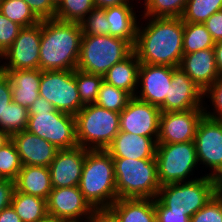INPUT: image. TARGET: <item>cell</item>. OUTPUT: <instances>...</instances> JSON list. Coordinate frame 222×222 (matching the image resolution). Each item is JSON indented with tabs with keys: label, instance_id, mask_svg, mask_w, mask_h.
Returning <instances> with one entry per match:
<instances>
[{
	"label": "cell",
	"instance_id": "cell-15",
	"mask_svg": "<svg viewBox=\"0 0 222 222\" xmlns=\"http://www.w3.org/2000/svg\"><path fill=\"white\" fill-rule=\"evenodd\" d=\"M160 114L159 107L132 97L120 112V131L157 139Z\"/></svg>",
	"mask_w": 222,
	"mask_h": 222
},
{
	"label": "cell",
	"instance_id": "cell-29",
	"mask_svg": "<svg viewBox=\"0 0 222 222\" xmlns=\"http://www.w3.org/2000/svg\"><path fill=\"white\" fill-rule=\"evenodd\" d=\"M215 42L203 23L184 22L183 53L213 48Z\"/></svg>",
	"mask_w": 222,
	"mask_h": 222
},
{
	"label": "cell",
	"instance_id": "cell-36",
	"mask_svg": "<svg viewBox=\"0 0 222 222\" xmlns=\"http://www.w3.org/2000/svg\"><path fill=\"white\" fill-rule=\"evenodd\" d=\"M21 167L19 154L10 140L0 148V177L15 181Z\"/></svg>",
	"mask_w": 222,
	"mask_h": 222
},
{
	"label": "cell",
	"instance_id": "cell-26",
	"mask_svg": "<svg viewBox=\"0 0 222 222\" xmlns=\"http://www.w3.org/2000/svg\"><path fill=\"white\" fill-rule=\"evenodd\" d=\"M15 189L19 192L47 200L52 191L49 168L44 166L22 165L15 180Z\"/></svg>",
	"mask_w": 222,
	"mask_h": 222
},
{
	"label": "cell",
	"instance_id": "cell-46",
	"mask_svg": "<svg viewBox=\"0 0 222 222\" xmlns=\"http://www.w3.org/2000/svg\"><path fill=\"white\" fill-rule=\"evenodd\" d=\"M87 222H119V220L109 209H94Z\"/></svg>",
	"mask_w": 222,
	"mask_h": 222
},
{
	"label": "cell",
	"instance_id": "cell-24",
	"mask_svg": "<svg viewBox=\"0 0 222 222\" xmlns=\"http://www.w3.org/2000/svg\"><path fill=\"white\" fill-rule=\"evenodd\" d=\"M108 209L119 222H156L153 198H119Z\"/></svg>",
	"mask_w": 222,
	"mask_h": 222
},
{
	"label": "cell",
	"instance_id": "cell-1",
	"mask_svg": "<svg viewBox=\"0 0 222 222\" xmlns=\"http://www.w3.org/2000/svg\"><path fill=\"white\" fill-rule=\"evenodd\" d=\"M183 33L182 18L140 17L133 50L141 64L179 67Z\"/></svg>",
	"mask_w": 222,
	"mask_h": 222
},
{
	"label": "cell",
	"instance_id": "cell-14",
	"mask_svg": "<svg viewBox=\"0 0 222 222\" xmlns=\"http://www.w3.org/2000/svg\"><path fill=\"white\" fill-rule=\"evenodd\" d=\"M203 109L161 112L157 144L194 142Z\"/></svg>",
	"mask_w": 222,
	"mask_h": 222
},
{
	"label": "cell",
	"instance_id": "cell-20",
	"mask_svg": "<svg viewBox=\"0 0 222 222\" xmlns=\"http://www.w3.org/2000/svg\"><path fill=\"white\" fill-rule=\"evenodd\" d=\"M187 76L204 91L219 77L214 48L184 54L180 63Z\"/></svg>",
	"mask_w": 222,
	"mask_h": 222
},
{
	"label": "cell",
	"instance_id": "cell-45",
	"mask_svg": "<svg viewBox=\"0 0 222 222\" xmlns=\"http://www.w3.org/2000/svg\"><path fill=\"white\" fill-rule=\"evenodd\" d=\"M14 190L15 181L0 179V212L11 205Z\"/></svg>",
	"mask_w": 222,
	"mask_h": 222
},
{
	"label": "cell",
	"instance_id": "cell-17",
	"mask_svg": "<svg viewBox=\"0 0 222 222\" xmlns=\"http://www.w3.org/2000/svg\"><path fill=\"white\" fill-rule=\"evenodd\" d=\"M171 80V66L141 64L135 97L160 107L168 95Z\"/></svg>",
	"mask_w": 222,
	"mask_h": 222
},
{
	"label": "cell",
	"instance_id": "cell-11",
	"mask_svg": "<svg viewBox=\"0 0 222 222\" xmlns=\"http://www.w3.org/2000/svg\"><path fill=\"white\" fill-rule=\"evenodd\" d=\"M41 21L22 27L12 45L0 56V70L39 69Z\"/></svg>",
	"mask_w": 222,
	"mask_h": 222
},
{
	"label": "cell",
	"instance_id": "cell-50",
	"mask_svg": "<svg viewBox=\"0 0 222 222\" xmlns=\"http://www.w3.org/2000/svg\"><path fill=\"white\" fill-rule=\"evenodd\" d=\"M216 66L220 77H222V41L216 42L214 45Z\"/></svg>",
	"mask_w": 222,
	"mask_h": 222
},
{
	"label": "cell",
	"instance_id": "cell-27",
	"mask_svg": "<svg viewBox=\"0 0 222 222\" xmlns=\"http://www.w3.org/2000/svg\"><path fill=\"white\" fill-rule=\"evenodd\" d=\"M11 206L22 222H38L48 216L46 199L16 189L12 195Z\"/></svg>",
	"mask_w": 222,
	"mask_h": 222
},
{
	"label": "cell",
	"instance_id": "cell-49",
	"mask_svg": "<svg viewBox=\"0 0 222 222\" xmlns=\"http://www.w3.org/2000/svg\"><path fill=\"white\" fill-rule=\"evenodd\" d=\"M0 222H22V220L10 205L0 212Z\"/></svg>",
	"mask_w": 222,
	"mask_h": 222
},
{
	"label": "cell",
	"instance_id": "cell-40",
	"mask_svg": "<svg viewBox=\"0 0 222 222\" xmlns=\"http://www.w3.org/2000/svg\"><path fill=\"white\" fill-rule=\"evenodd\" d=\"M21 28L0 12V56L12 45Z\"/></svg>",
	"mask_w": 222,
	"mask_h": 222
},
{
	"label": "cell",
	"instance_id": "cell-21",
	"mask_svg": "<svg viewBox=\"0 0 222 222\" xmlns=\"http://www.w3.org/2000/svg\"><path fill=\"white\" fill-rule=\"evenodd\" d=\"M157 139L122 132L114 137L106 151L112 158L146 159L155 158Z\"/></svg>",
	"mask_w": 222,
	"mask_h": 222
},
{
	"label": "cell",
	"instance_id": "cell-3",
	"mask_svg": "<svg viewBox=\"0 0 222 222\" xmlns=\"http://www.w3.org/2000/svg\"><path fill=\"white\" fill-rule=\"evenodd\" d=\"M79 189L93 209H108L118 199L113 158L106 150H87Z\"/></svg>",
	"mask_w": 222,
	"mask_h": 222
},
{
	"label": "cell",
	"instance_id": "cell-32",
	"mask_svg": "<svg viewBox=\"0 0 222 222\" xmlns=\"http://www.w3.org/2000/svg\"><path fill=\"white\" fill-rule=\"evenodd\" d=\"M95 8L93 0H63L56 8V20L80 23Z\"/></svg>",
	"mask_w": 222,
	"mask_h": 222
},
{
	"label": "cell",
	"instance_id": "cell-2",
	"mask_svg": "<svg viewBox=\"0 0 222 222\" xmlns=\"http://www.w3.org/2000/svg\"><path fill=\"white\" fill-rule=\"evenodd\" d=\"M82 30L78 22L41 20L39 69L75 70L80 54Z\"/></svg>",
	"mask_w": 222,
	"mask_h": 222
},
{
	"label": "cell",
	"instance_id": "cell-30",
	"mask_svg": "<svg viewBox=\"0 0 222 222\" xmlns=\"http://www.w3.org/2000/svg\"><path fill=\"white\" fill-rule=\"evenodd\" d=\"M0 12L21 27L32 26L40 22L23 0H0Z\"/></svg>",
	"mask_w": 222,
	"mask_h": 222
},
{
	"label": "cell",
	"instance_id": "cell-37",
	"mask_svg": "<svg viewBox=\"0 0 222 222\" xmlns=\"http://www.w3.org/2000/svg\"><path fill=\"white\" fill-rule=\"evenodd\" d=\"M28 119V109L12 101L5 112V132L12 135L27 129Z\"/></svg>",
	"mask_w": 222,
	"mask_h": 222
},
{
	"label": "cell",
	"instance_id": "cell-18",
	"mask_svg": "<svg viewBox=\"0 0 222 222\" xmlns=\"http://www.w3.org/2000/svg\"><path fill=\"white\" fill-rule=\"evenodd\" d=\"M87 150L77 146L57 151L48 166L52 188L79 186Z\"/></svg>",
	"mask_w": 222,
	"mask_h": 222
},
{
	"label": "cell",
	"instance_id": "cell-10",
	"mask_svg": "<svg viewBox=\"0 0 222 222\" xmlns=\"http://www.w3.org/2000/svg\"><path fill=\"white\" fill-rule=\"evenodd\" d=\"M39 95L56 110L73 116L84 107L76 85L75 70L42 71Z\"/></svg>",
	"mask_w": 222,
	"mask_h": 222
},
{
	"label": "cell",
	"instance_id": "cell-9",
	"mask_svg": "<svg viewBox=\"0 0 222 222\" xmlns=\"http://www.w3.org/2000/svg\"><path fill=\"white\" fill-rule=\"evenodd\" d=\"M213 197L209 176L166 184L160 187L157 199L172 212L185 213L192 217Z\"/></svg>",
	"mask_w": 222,
	"mask_h": 222
},
{
	"label": "cell",
	"instance_id": "cell-52",
	"mask_svg": "<svg viewBox=\"0 0 222 222\" xmlns=\"http://www.w3.org/2000/svg\"><path fill=\"white\" fill-rule=\"evenodd\" d=\"M38 222H60V221L55 220L53 217L47 216L45 219Z\"/></svg>",
	"mask_w": 222,
	"mask_h": 222
},
{
	"label": "cell",
	"instance_id": "cell-42",
	"mask_svg": "<svg viewBox=\"0 0 222 222\" xmlns=\"http://www.w3.org/2000/svg\"><path fill=\"white\" fill-rule=\"evenodd\" d=\"M25 1L34 15L41 20L54 19L56 7L51 0H23Z\"/></svg>",
	"mask_w": 222,
	"mask_h": 222
},
{
	"label": "cell",
	"instance_id": "cell-16",
	"mask_svg": "<svg viewBox=\"0 0 222 222\" xmlns=\"http://www.w3.org/2000/svg\"><path fill=\"white\" fill-rule=\"evenodd\" d=\"M203 91L179 67H172L168 95L159 107L161 112L203 109Z\"/></svg>",
	"mask_w": 222,
	"mask_h": 222
},
{
	"label": "cell",
	"instance_id": "cell-54",
	"mask_svg": "<svg viewBox=\"0 0 222 222\" xmlns=\"http://www.w3.org/2000/svg\"><path fill=\"white\" fill-rule=\"evenodd\" d=\"M138 6H141L146 0H133Z\"/></svg>",
	"mask_w": 222,
	"mask_h": 222
},
{
	"label": "cell",
	"instance_id": "cell-31",
	"mask_svg": "<svg viewBox=\"0 0 222 222\" xmlns=\"http://www.w3.org/2000/svg\"><path fill=\"white\" fill-rule=\"evenodd\" d=\"M131 98L132 96L128 92L103 81L95 104L107 110L120 113Z\"/></svg>",
	"mask_w": 222,
	"mask_h": 222
},
{
	"label": "cell",
	"instance_id": "cell-44",
	"mask_svg": "<svg viewBox=\"0 0 222 222\" xmlns=\"http://www.w3.org/2000/svg\"><path fill=\"white\" fill-rule=\"evenodd\" d=\"M213 41H222V10L213 13L204 23Z\"/></svg>",
	"mask_w": 222,
	"mask_h": 222
},
{
	"label": "cell",
	"instance_id": "cell-19",
	"mask_svg": "<svg viewBox=\"0 0 222 222\" xmlns=\"http://www.w3.org/2000/svg\"><path fill=\"white\" fill-rule=\"evenodd\" d=\"M22 165L48 167L58 149L36 134L23 130L10 135Z\"/></svg>",
	"mask_w": 222,
	"mask_h": 222
},
{
	"label": "cell",
	"instance_id": "cell-43",
	"mask_svg": "<svg viewBox=\"0 0 222 222\" xmlns=\"http://www.w3.org/2000/svg\"><path fill=\"white\" fill-rule=\"evenodd\" d=\"M156 222H190L185 213L172 212L155 198Z\"/></svg>",
	"mask_w": 222,
	"mask_h": 222
},
{
	"label": "cell",
	"instance_id": "cell-22",
	"mask_svg": "<svg viewBox=\"0 0 222 222\" xmlns=\"http://www.w3.org/2000/svg\"><path fill=\"white\" fill-rule=\"evenodd\" d=\"M109 22V35L124 39L135 45L138 23L141 17L140 6L119 5L105 8Z\"/></svg>",
	"mask_w": 222,
	"mask_h": 222
},
{
	"label": "cell",
	"instance_id": "cell-12",
	"mask_svg": "<svg viewBox=\"0 0 222 222\" xmlns=\"http://www.w3.org/2000/svg\"><path fill=\"white\" fill-rule=\"evenodd\" d=\"M194 144L203 176L222 167V120L203 116L197 126Z\"/></svg>",
	"mask_w": 222,
	"mask_h": 222
},
{
	"label": "cell",
	"instance_id": "cell-13",
	"mask_svg": "<svg viewBox=\"0 0 222 222\" xmlns=\"http://www.w3.org/2000/svg\"><path fill=\"white\" fill-rule=\"evenodd\" d=\"M46 204L48 216L60 222H87L94 211L79 186L52 188Z\"/></svg>",
	"mask_w": 222,
	"mask_h": 222
},
{
	"label": "cell",
	"instance_id": "cell-51",
	"mask_svg": "<svg viewBox=\"0 0 222 222\" xmlns=\"http://www.w3.org/2000/svg\"><path fill=\"white\" fill-rule=\"evenodd\" d=\"M10 141V135L0 129V148H2L7 142Z\"/></svg>",
	"mask_w": 222,
	"mask_h": 222
},
{
	"label": "cell",
	"instance_id": "cell-48",
	"mask_svg": "<svg viewBox=\"0 0 222 222\" xmlns=\"http://www.w3.org/2000/svg\"><path fill=\"white\" fill-rule=\"evenodd\" d=\"M95 7L108 8L119 5H137L133 0H93Z\"/></svg>",
	"mask_w": 222,
	"mask_h": 222
},
{
	"label": "cell",
	"instance_id": "cell-39",
	"mask_svg": "<svg viewBox=\"0 0 222 222\" xmlns=\"http://www.w3.org/2000/svg\"><path fill=\"white\" fill-rule=\"evenodd\" d=\"M190 222H222V199L213 196L190 217Z\"/></svg>",
	"mask_w": 222,
	"mask_h": 222
},
{
	"label": "cell",
	"instance_id": "cell-33",
	"mask_svg": "<svg viewBox=\"0 0 222 222\" xmlns=\"http://www.w3.org/2000/svg\"><path fill=\"white\" fill-rule=\"evenodd\" d=\"M222 10V0H188L183 22L204 23L213 13Z\"/></svg>",
	"mask_w": 222,
	"mask_h": 222
},
{
	"label": "cell",
	"instance_id": "cell-38",
	"mask_svg": "<svg viewBox=\"0 0 222 222\" xmlns=\"http://www.w3.org/2000/svg\"><path fill=\"white\" fill-rule=\"evenodd\" d=\"M82 35L109 34V22L105 16V9L95 7L81 22Z\"/></svg>",
	"mask_w": 222,
	"mask_h": 222
},
{
	"label": "cell",
	"instance_id": "cell-35",
	"mask_svg": "<svg viewBox=\"0 0 222 222\" xmlns=\"http://www.w3.org/2000/svg\"><path fill=\"white\" fill-rule=\"evenodd\" d=\"M204 116L214 120H222V77L203 91Z\"/></svg>",
	"mask_w": 222,
	"mask_h": 222
},
{
	"label": "cell",
	"instance_id": "cell-6",
	"mask_svg": "<svg viewBox=\"0 0 222 222\" xmlns=\"http://www.w3.org/2000/svg\"><path fill=\"white\" fill-rule=\"evenodd\" d=\"M78 146L106 150L120 131V113L96 104L85 105L76 115Z\"/></svg>",
	"mask_w": 222,
	"mask_h": 222
},
{
	"label": "cell",
	"instance_id": "cell-7",
	"mask_svg": "<svg viewBox=\"0 0 222 222\" xmlns=\"http://www.w3.org/2000/svg\"><path fill=\"white\" fill-rule=\"evenodd\" d=\"M133 51L130 42L109 34L82 35L76 69L103 76Z\"/></svg>",
	"mask_w": 222,
	"mask_h": 222
},
{
	"label": "cell",
	"instance_id": "cell-28",
	"mask_svg": "<svg viewBox=\"0 0 222 222\" xmlns=\"http://www.w3.org/2000/svg\"><path fill=\"white\" fill-rule=\"evenodd\" d=\"M188 0H146L141 6V17L181 18Z\"/></svg>",
	"mask_w": 222,
	"mask_h": 222
},
{
	"label": "cell",
	"instance_id": "cell-53",
	"mask_svg": "<svg viewBox=\"0 0 222 222\" xmlns=\"http://www.w3.org/2000/svg\"><path fill=\"white\" fill-rule=\"evenodd\" d=\"M63 0H51L52 4L57 8Z\"/></svg>",
	"mask_w": 222,
	"mask_h": 222
},
{
	"label": "cell",
	"instance_id": "cell-25",
	"mask_svg": "<svg viewBox=\"0 0 222 222\" xmlns=\"http://www.w3.org/2000/svg\"><path fill=\"white\" fill-rule=\"evenodd\" d=\"M140 65L141 63L133 51L128 57L113 65L103 75V81L135 97L138 89Z\"/></svg>",
	"mask_w": 222,
	"mask_h": 222
},
{
	"label": "cell",
	"instance_id": "cell-23",
	"mask_svg": "<svg viewBox=\"0 0 222 222\" xmlns=\"http://www.w3.org/2000/svg\"><path fill=\"white\" fill-rule=\"evenodd\" d=\"M11 81L12 101L29 109L40 96L39 88L42 70H0Z\"/></svg>",
	"mask_w": 222,
	"mask_h": 222
},
{
	"label": "cell",
	"instance_id": "cell-34",
	"mask_svg": "<svg viewBox=\"0 0 222 222\" xmlns=\"http://www.w3.org/2000/svg\"><path fill=\"white\" fill-rule=\"evenodd\" d=\"M75 80L82 104H95L103 76L75 69Z\"/></svg>",
	"mask_w": 222,
	"mask_h": 222
},
{
	"label": "cell",
	"instance_id": "cell-41",
	"mask_svg": "<svg viewBox=\"0 0 222 222\" xmlns=\"http://www.w3.org/2000/svg\"><path fill=\"white\" fill-rule=\"evenodd\" d=\"M12 102L11 81L6 73L0 71V129L5 131V112Z\"/></svg>",
	"mask_w": 222,
	"mask_h": 222
},
{
	"label": "cell",
	"instance_id": "cell-5",
	"mask_svg": "<svg viewBox=\"0 0 222 222\" xmlns=\"http://www.w3.org/2000/svg\"><path fill=\"white\" fill-rule=\"evenodd\" d=\"M113 163L118 199L157 197L161 185L155 158H113Z\"/></svg>",
	"mask_w": 222,
	"mask_h": 222
},
{
	"label": "cell",
	"instance_id": "cell-4",
	"mask_svg": "<svg viewBox=\"0 0 222 222\" xmlns=\"http://www.w3.org/2000/svg\"><path fill=\"white\" fill-rule=\"evenodd\" d=\"M27 129L53 144L58 150L78 146L75 116L60 112L45 98L39 96L28 109Z\"/></svg>",
	"mask_w": 222,
	"mask_h": 222
},
{
	"label": "cell",
	"instance_id": "cell-47",
	"mask_svg": "<svg viewBox=\"0 0 222 222\" xmlns=\"http://www.w3.org/2000/svg\"><path fill=\"white\" fill-rule=\"evenodd\" d=\"M214 197L222 199V167L217 168L209 175Z\"/></svg>",
	"mask_w": 222,
	"mask_h": 222
},
{
	"label": "cell",
	"instance_id": "cell-8",
	"mask_svg": "<svg viewBox=\"0 0 222 222\" xmlns=\"http://www.w3.org/2000/svg\"><path fill=\"white\" fill-rule=\"evenodd\" d=\"M155 159L161 186L188 182L203 176L194 142L157 144Z\"/></svg>",
	"mask_w": 222,
	"mask_h": 222
}]
</instances>
